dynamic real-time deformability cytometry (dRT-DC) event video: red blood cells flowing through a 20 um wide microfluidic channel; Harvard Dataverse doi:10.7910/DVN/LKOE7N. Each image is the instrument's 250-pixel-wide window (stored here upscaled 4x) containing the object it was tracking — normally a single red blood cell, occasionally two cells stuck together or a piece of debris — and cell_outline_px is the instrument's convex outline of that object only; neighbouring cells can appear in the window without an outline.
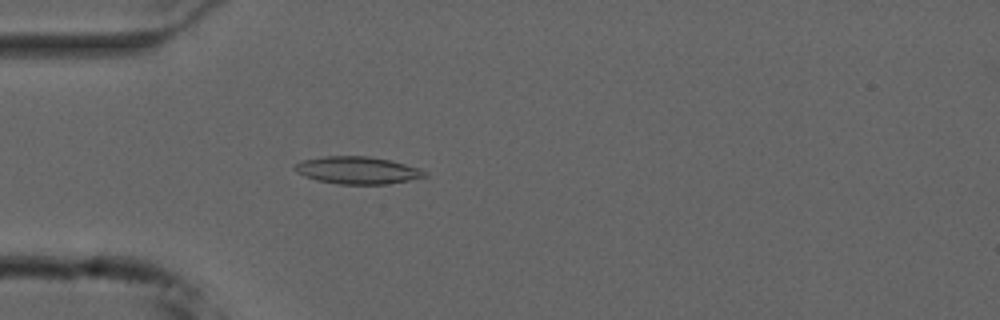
{"species": "common noctule bat (a hibernating species)", "species_latin": "Nyctalus noctula", "temperature_condition": "cold", "stored_images_in_passage": 53, "camera_frame_rate_fps": 3000, "um_per_image_px": 0.085, "animal": {"sex": "male", "forearm_length_mm": 52.5}, "frame": {"image": 1, "passage_image": 14, "time_ms": 4.333, "image_size_px": [1000, 320], "cell_outline_px": [[428, 176], [388, 184], [340, 184], [316, 180], [304, 176], [296, 172], [292, 168], [296, 164], [304, 160], [324, 156], [368, 156], [388, 160], [420, 168], [428, 172]], "centroid_in_image_um": [30.38, 14.47], "position_along_channel_um": 54.6, "area_um2": 20.63}}
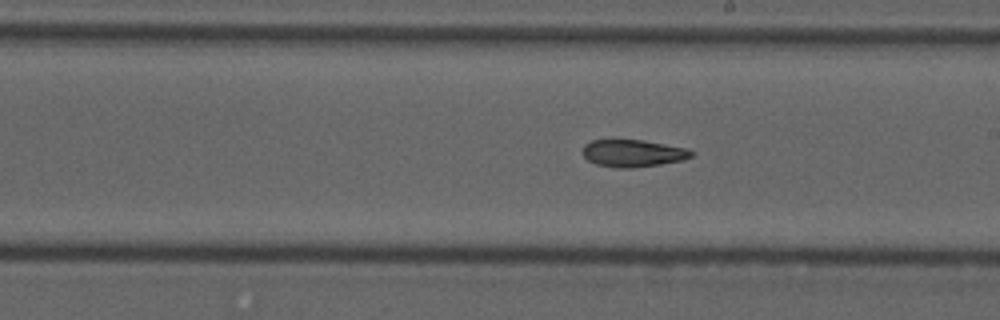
{"frame": {"image": 2, "passage_image": 29, "time_ms": 9.333, "image_size_px": [1000, 320], "cell_outline_px": [[696, 152], [692, 156], [684, 160], [660, 164], [632, 168], [616, 168], [596, 164], [588, 160], [584, 156], [584, 144], [592, 140], [640, 140], [688, 148]], "centroid_in_image_um": [53.84, 13.03], "position_along_channel_um": 235.2, "area_um2": 17.22}}
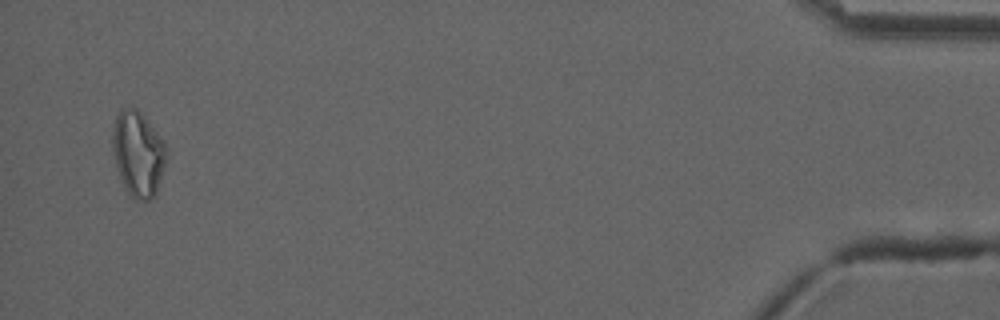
{"frame": {"image": 3, "passage_image": 51, "time_ms": 16.667, "image_size_px": [1000, 320], "cell_outline_px": [[164, 168], [156, 196], [148, 200], [136, 200], [124, 188], [120, 180], [112, 148], [112, 132], [116, 116], [120, 108], [136, 108], [144, 116], [164, 140]], "centroid_in_image_um": [11.71, 13.08], "position_along_channel_um": 423.5, "area_um2": 26.65}, "authors_computed_cell_mechanics": {"area_um2": 19.3052, "velocity_mm_per_s": 3.7446, "shape_relaxation_time_tau1_ms": null, "shape_relaxation_time_tau2_ms": 10.4256, "deformation_change_tau1": null, "deformation_change_tau2": 0.2058}}